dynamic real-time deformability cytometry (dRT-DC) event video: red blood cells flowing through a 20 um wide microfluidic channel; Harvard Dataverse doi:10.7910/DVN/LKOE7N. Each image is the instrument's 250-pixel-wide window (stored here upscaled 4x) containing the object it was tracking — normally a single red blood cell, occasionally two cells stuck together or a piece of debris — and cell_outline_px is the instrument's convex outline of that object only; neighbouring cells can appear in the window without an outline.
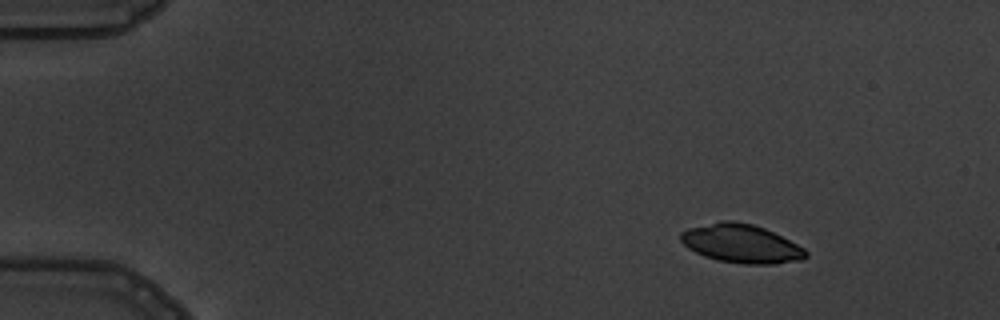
{"species": "common noctule bat (a hibernating species)", "species_latin": "Nyctalus noctula", "temperature_condition": "warm", "stored_images_in_passage": 7, "camera_frame_rate_fps": 3000, "um_per_image_px": 0.085, "animal": {"sex": "male", "body_mass_g": 19.5, "forearm_length_mm": 54.6}, "frame": {"image": 1, "passage_image": 1, "time_ms": 0.0, "image_size_px": [1000, 320], "cell_outline_px": [[808, 256], [800, 260], [772, 264], [744, 264], [720, 260], [704, 256], [688, 248], [680, 240], [680, 232], [688, 228], [720, 220], [732, 220], [752, 224], [764, 228], [804, 248], [808, 252]], "centroid_in_image_um": [62.98, 20.7], "position_along_channel_um": 22.0, "area_um2": 27.98}}